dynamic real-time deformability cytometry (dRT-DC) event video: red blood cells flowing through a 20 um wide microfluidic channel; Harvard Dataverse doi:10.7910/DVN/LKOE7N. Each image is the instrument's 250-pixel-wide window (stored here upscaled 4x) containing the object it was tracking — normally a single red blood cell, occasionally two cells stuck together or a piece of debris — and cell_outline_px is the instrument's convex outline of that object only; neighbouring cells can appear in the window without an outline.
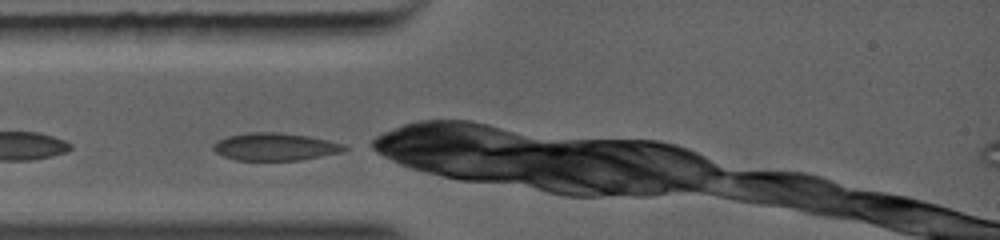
{"species": "common noctule bat (a hibernating species)", "species_latin": "Nyctalus noctula", "temperature_condition": "warm", "stored_images_in_passage": 7, "camera_frame_rate_fps": 5000, "um_per_image_px": 0.085, "animal": {"sex": "female", "body_mass_g": 19.0, "forearm_length_mm": 56.7}, "frame": {"image": 1, "passage_image": 1, "time_ms": 0.0, "image_size_px": [1000, 240], "cell_outline_px": [[348, 148], [340, 152], [300, 160], [236, 160], [224, 156], [216, 152], [212, 148], [212, 144], [216, 140], [228, 136], [248, 132], [280, 132], [312, 136], [344, 144]], "centroid_in_image_um": [23.36, 12.46], "position_along_channel_um": 61.6, "area_um2": 21.15}}